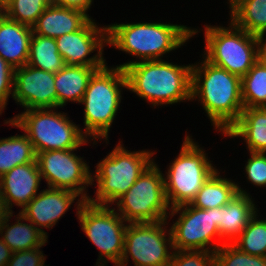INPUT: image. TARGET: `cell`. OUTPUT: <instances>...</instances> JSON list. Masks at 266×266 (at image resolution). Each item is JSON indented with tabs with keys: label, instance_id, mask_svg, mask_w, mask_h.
I'll list each match as a JSON object with an SVG mask.
<instances>
[{
	"label": "cell",
	"instance_id": "ffe728a7",
	"mask_svg": "<svg viewBox=\"0 0 266 266\" xmlns=\"http://www.w3.org/2000/svg\"><path fill=\"white\" fill-rule=\"evenodd\" d=\"M257 208L250 195L237 194L225 206L217 208L218 229L224 243H232L247 227Z\"/></svg>",
	"mask_w": 266,
	"mask_h": 266
},
{
	"label": "cell",
	"instance_id": "9a60e30c",
	"mask_svg": "<svg viewBox=\"0 0 266 266\" xmlns=\"http://www.w3.org/2000/svg\"><path fill=\"white\" fill-rule=\"evenodd\" d=\"M55 74L29 65L14 70L13 99L24 110L57 108Z\"/></svg>",
	"mask_w": 266,
	"mask_h": 266
},
{
	"label": "cell",
	"instance_id": "484cf974",
	"mask_svg": "<svg viewBox=\"0 0 266 266\" xmlns=\"http://www.w3.org/2000/svg\"><path fill=\"white\" fill-rule=\"evenodd\" d=\"M35 160L36 153L25 134L0 139V178L15 166Z\"/></svg>",
	"mask_w": 266,
	"mask_h": 266
},
{
	"label": "cell",
	"instance_id": "9c48e42d",
	"mask_svg": "<svg viewBox=\"0 0 266 266\" xmlns=\"http://www.w3.org/2000/svg\"><path fill=\"white\" fill-rule=\"evenodd\" d=\"M115 204L118 214L128 223L167 220L171 206L166 197L164 174L158 165L153 161Z\"/></svg>",
	"mask_w": 266,
	"mask_h": 266
},
{
	"label": "cell",
	"instance_id": "7a4b0ae2",
	"mask_svg": "<svg viewBox=\"0 0 266 266\" xmlns=\"http://www.w3.org/2000/svg\"><path fill=\"white\" fill-rule=\"evenodd\" d=\"M124 69L127 90L153 106L192 100V65H178L165 60L129 61Z\"/></svg>",
	"mask_w": 266,
	"mask_h": 266
},
{
	"label": "cell",
	"instance_id": "7402d4cb",
	"mask_svg": "<svg viewBox=\"0 0 266 266\" xmlns=\"http://www.w3.org/2000/svg\"><path fill=\"white\" fill-rule=\"evenodd\" d=\"M101 68L65 65L55 74L57 108L69 101L80 103L87 89L90 78Z\"/></svg>",
	"mask_w": 266,
	"mask_h": 266
},
{
	"label": "cell",
	"instance_id": "60d3db41",
	"mask_svg": "<svg viewBox=\"0 0 266 266\" xmlns=\"http://www.w3.org/2000/svg\"><path fill=\"white\" fill-rule=\"evenodd\" d=\"M8 0H0V11L2 10L3 5L7 2Z\"/></svg>",
	"mask_w": 266,
	"mask_h": 266
},
{
	"label": "cell",
	"instance_id": "cb8c5ba5",
	"mask_svg": "<svg viewBox=\"0 0 266 266\" xmlns=\"http://www.w3.org/2000/svg\"><path fill=\"white\" fill-rule=\"evenodd\" d=\"M216 170L202 185L191 205L198 209H212L225 206L237 194L249 195L245 190L227 178H223Z\"/></svg>",
	"mask_w": 266,
	"mask_h": 266
},
{
	"label": "cell",
	"instance_id": "83f0119b",
	"mask_svg": "<svg viewBox=\"0 0 266 266\" xmlns=\"http://www.w3.org/2000/svg\"><path fill=\"white\" fill-rule=\"evenodd\" d=\"M244 108L266 107V64L259 60L241 78Z\"/></svg>",
	"mask_w": 266,
	"mask_h": 266
},
{
	"label": "cell",
	"instance_id": "8d00e7d4",
	"mask_svg": "<svg viewBox=\"0 0 266 266\" xmlns=\"http://www.w3.org/2000/svg\"><path fill=\"white\" fill-rule=\"evenodd\" d=\"M264 35L265 33L257 34L256 39L258 44V60L266 64V39H264Z\"/></svg>",
	"mask_w": 266,
	"mask_h": 266
},
{
	"label": "cell",
	"instance_id": "d4e9b609",
	"mask_svg": "<svg viewBox=\"0 0 266 266\" xmlns=\"http://www.w3.org/2000/svg\"><path fill=\"white\" fill-rule=\"evenodd\" d=\"M27 65L56 74L66 64L58 52L55 38L32 33Z\"/></svg>",
	"mask_w": 266,
	"mask_h": 266
},
{
	"label": "cell",
	"instance_id": "ac0fdd59",
	"mask_svg": "<svg viewBox=\"0 0 266 266\" xmlns=\"http://www.w3.org/2000/svg\"><path fill=\"white\" fill-rule=\"evenodd\" d=\"M83 10L50 4L32 27L34 33L57 38L80 30L91 18Z\"/></svg>",
	"mask_w": 266,
	"mask_h": 266
},
{
	"label": "cell",
	"instance_id": "b9f144b4",
	"mask_svg": "<svg viewBox=\"0 0 266 266\" xmlns=\"http://www.w3.org/2000/svg\"><path fill=\"white\" fill-rule=\"evenodd\" d=\"M3 109H5V108L0 106V115L2 114Z\"/></svg>",
	"mask_w": 266,
	"mask_h": 266
},
{
	"label": "cell",
	"instance_id": "d6a6232c",
	"mask_svg": "<svg viewBox=\"0 0 266 266\" xmlns=\"http://www.w3.org/2000/svg\"><path fill=\"white\" fill-rule=\"evenodd\" d=\"M249 182L255 186H266V153L250 152V158L245 164Z\"/></svg>",
	"mask_w": 266,
	"mask_h": 266
},
{
	"label": "cell",
	"instance_id": "52a82bcc",
	"mask_svg": "<svg viewBox=\"0 0 266 266\" xmlns=\"http://www.w3.org/2000/svg\"><path fill=\"white\" fill-rule=\"evenodd\" d=\"M205 42L204 59L240 78L258 61L256 35L238 28L232 21L228 28L206 25Z\"/></svg>",
	"mask_w": 266,
	"mask_h": 266
},
{
	"label": "cell",
	"instance_id": "8992f818",
	"mask_svg": "<svg viewBox=\"0 0 266 266\" xmlns=\"http://www.w3.org/2000/svg\"><path fill=\"white\" fill-rule=\"evenodd\" d=\"M120 143L96 166L92 185L96 180L98 188L96 199L90 196L87 200L91 204L110 205L114 203L130 189L143 171L154 161L151 157L155 152L146 150L131 152Z\"/></svg>",
	"mask_w": 266,
	"mask_h": 266
},
{
	"label": "cell",
	"instance_id": "836d02e7",
	"mask_svg": "<svg viewBox=\"0 0 266 266\" xmlns=\"http://www.w3.org/2000/svg\"><path fill=\"white\" fill-rule=\"evenodd\" d=\"M40 248L12 252L7 266H44L46 257Z\"/></svg>",
	"mask_w": 266,
	"mask_h": 266
},
{
	"label": "cell",
	"instance_id": "5bb4252c",
	"mask_svg": "<svg viewBox=\"0 0 266 266\" xmlns=\"http://www.w3.org/2000/svg\"><path fill=\"white\" fill-rule=\"evenodd\" d=\"M93 21L90 19L80 30L55 39L66 65L103 68L107 64L102 55L107 44V26L100 28ZM96 49L97 55L87 58Z\"/></svg>",
	"mask_w": 266,
	"mask_h": 266
},
{
	"label": "cell",
	"instance_id": "74e56055",
	"mask_svg": "<svg viewBox=\"0 0 266 266\" xmlns=\"http://www.w3.org/2000/svg\"><path fill=\"white\" fill-rule=\"evenodd\" d=\"M12 255V251L8 245L0 239V266H7Z\"/></svg>",
	"mask_w": 266,
	"mask_h": 266
},
{
	"label": "cell",
	"instance_id": "1f68e13d",
	"mask_svg": "<svg viewBox=\"0 0 266 266\" xmlns=\"http://www.w3.org/2000/svg\"><path fill=\"white\" fill-rule=\"evenodd\" d=\"M167 266H214V252L174 250Z\"/></svg>",
	"mask_w": 266,
	"mask_h": 266
},
{
	"label": "cell",
	"instance_id": "2e32d148",
	"mask_svg": "<svg viewBox=\"0 0 266 266\" xmlns=\"http://www.w3.org/2000/svg\"><path fill=\"white\" fill-rule=\"evenodd\" d=\"M77 193L66 190L51 188L43 189L21 211L23 220L32 222L47 236L42 227L52 228L56 222L68 211Z\"/></svg>",
	"mask_w": 266,
	"mask_h": 266
},
{
	"label": "cell",
	"instance_id": "8fae6325",
	"mask_svg": "<svg viewBox=\"0 0 266 266\" xmlns=\"http://www.w3.org/2000/svg\"><path fill=\"white\" fill-rule=\"evenodd\" d=\"M170 211V218L180 211L178 220L170 228L174 250L215 252L225 244L218 229L217 208L198 209L187 203Z\"/></svg>",
	"mask_w": 266,
	"mask_h": 266
},
{
	"label": "cell",
	"instance_id": "4316f807",
	"mask_svg": "<svg viewBox=\"0 0 266 266\" xmlns=\"http://www.w3.org/2000/svg\"><path fill=\"white\" fill-rule=\"evenodd\" d=\"M230 12L238 28L253 35L266 33V0H241Z\"/></svg>",
	"mask_w": 266,
	"mask_h": 266
},
{
	"label": "cell",
	"instance_id": "4fadbf2b",
	"mask_svg": "<svg viewBox=\"0 0 266 266\" xmlns=\"http://www.w3.org/2000/svg\"><path fill=\"white\" fill-rule=\"evenodd\" d=\"M75 150L77 149L39 152L36 154V161L48 187L73 191L87 201L89 196L85 190L86 186L92 185V174L89 165L74 153Z\"/></svg>",
	"mask_w": 266,
	"mask_h": 266
},
{
	"label": "cell",
	"instance_id": "f546056e",
	"mask_svg": "<svg viewBox=\"0 0 266 266\" xmlns=\"http://www.w3.org/2000/svg\"><path fill=\"white\" fill-rule=\"evenodd\" d=\"M50 4V0H8L1 12L9 19L32 28Z\"/></svg>",
	"mask_w": 266,
	"mask_h": 266
},
{
	"label": "cell",
	"instance_id": "d6986e66",
	"mask_svg": "<svg viewBox=\"0 0 266 266\" xmlns=\"http://www.w3.org/2000/svg\"><path fill=\"white\" fill-rule=\"evenodd\" d=\"M31 27L9 19L0 11V56L14 69L27 64Z\"/></svg>",
	"mask_w": 266,
	"mask_h": 266
},
{
	"label": "cell",
	"instance_id": "ba28073f",
	"mask_svg": "<svg viewBox=\"0 0 266 266\" xmlns=\"http://www.w3.org/2000/svg\"><path fill=\"white\" fill-rule=\"evenodd\" d=\"M191 137H185L179 155L169 165L164 178L166 197L171 208L191 203L202 185L217 170L203 148Z\"/></svg>",
	"mask_w": 266,
	"mask_h": 266
},
{
	"label": "cell",
	"instance_id": "5b68a950",
	"mask_svg": "<svg viewBox=\"0 0 266 266\" xmlns=\"http://www.w3.org/2000/svg\"><path fill=\"white\" fill-rule=\"evenodd\" d=\"M68 119L66 113L55 112V108H42L26 110L5 120V124L21 128L37 154L48 150L78 149L88 142L82 129Z\"/></svg>",
	"mask_w": 266,
	"mask_h": 266
},
{
	"label": "cell",
	"instance_id": "ab89813d",
	"mask_svg": "<svg viewBox=\"0 0 266 266\" xmlns=\"http://www.w3.org/2000/svg\"><path fill=\"white\" fill-rule=\"evenodd\" d=\"M241 0H229L230 9L232 10Z\"/></svg>",
	"mask_w": 266,
	"mask_h": 266
},
{
	"label": "cell",
	"instance_id": "603a6c76",
	"mask_svg": "<svg viewBox=\"0 0 266 266\" xmlns=\"http://www.w3.org/2000/svg\"><path fill=\"white\" fill-rule=\"evenodd\" d=\"M17 216V222L11 226H9L10 223L8 222L11 217H13V211L8 212L0 221V236L10 250L16 252L44 246L45 243H47L46 239H48V236H46L40 228H37L32 222H29L30 224L21 223V220H24L20 212Z\"/></svg>",
	"mask_w": 266,
	"mask_h": 266
},
{
	"label": "cell",
	"instance_id": "7c38bea8",
	"mask_svg": "<svg viewBox=\"0 0 266 266\" xmlns=\"http://www.w3.org/2000/svg\"><path fill=\"white\" fill-rule=\"evenodd\" d=\"M166 224L167 220L128 223L123 254L116 266H127L130 255L134 266H167L174 253L169 250L174 247L170 229L168 233L165 230Z\"/></svg>",
	"mask_w": 266,
	"mask_h": 266
},
{
	"label": "cell",
	"instance_id": "e0dca14e",
	"mask_svg": "<svg viewBox=\"0 0 266 266\" xmlns=\"http://www.w3.org/2000/svg\"><path fill=\"white\" fill-rule=\"evenodd\" d=\"M38 163L17 165L0 178L3 203L8 212L13 204L22 209L37 195L41 182Z\"/></svg>",
	"mask_w": 266,
	"mask_h": 266
},
{
	"label": "cell",
	"instance_id": "f1b7e54d",
	"mask_svg": "<svg viewBox=\"0 0 266 266\" xmlns=\"http://www.w3.org/2000/svg\"><path fill=\"white\" fill-rule=\"evenodd\" d=\"M257 214L256 212L232 244L242 252L266 257V219L258 220Z\"/></svg>",
	"mask_w": 266,
	"mask_h": 266
},
{
	"label": "cell",
	"instance_id": "f35d334b",
	"mask_svg": "<svg viewBox=\"0 0 266 266\" xmlns=\"http://www.w3.org/2000/svg\"><path fill=\"white\" fill-rule=\"evenodd\" d=\"M7 213H8V211L6 210V208L4 206L1 188H0V221L5 217V215Z\"/></svg>",
	"mask_w": 266,
	"mask_h": 266
},
{
	"label": "cell",
	"instance_id": "4dcf8cb0",
	"mask_svg": "<svg viewBox=\"0 0 266 266\" xmlns=\"http://www.w3.org/2000/svg\"><path fill=\"white\" fill-rule=\"evenodd\" d=\"M214 266H266V257L250 255L225 243L214 252Z\"/></svg>",
	"mask_w": 266,
	"mask_h": 266
},
{
	"label": "cell",
	"instance_id": "44dd1931",
	"mask_svg": "<svg viewBox=\"0 0 266 266\" xmlns=\"http://www.w3.org/2000/svg\"><path fill=\"white\" fill-rule=\"evenodd\" d=\"M224 134L242 137L249 152L266 153V107L244 108L238 120Z\"/></svg>",
	"mask_w": 266,
	"mask_h": 266
},
{
	"label": "cell",
	"instance_id": "e575fe53",
	"mask_svg": "<svg viewBox=\"0 0 266 266\" xmlns=\"http://www.w3.org/2000/svg\"><path fill=\"white\" fill-rule=\"evenodd\" d=\"M14 68L0 56V106L6 108L10 97L13 96Z\"/></svg>",
	"mask_w": 266,
	"mask_h": 266
},
{
	"label": "cell",
	"instance_id": "30bf717a",
	"mask_svg": "<svg viewBox=\"0 0 266 266\" xmlns=\"http://www.w3.org/2000/svg\"><path fill=\"white\" fill-rule=\"evenodd\" d=\"M77 204L76 215L80 220L81 229L100 250L96 266H105L108 260L116 266L123 254L127 227L123 222L126 223V221L115 211V208L110 209L109 205L91 204L81 197Z\"/></svg>",
	"mask_w": 266,
	"mask_h": 266
},
{
	"label": "cell",
	"instance_id": "d590c367",
	"mask_svg": "<svg viewBox=\"0 0 266 266\" xmlns=\"http://www.w3.org/2000/svg\"><path fill=\"white\" fill-rule=\"evenodd\" d=\"M52 4L81 9L85 12L90 9L93 0H50Z\"/></svg>",
	"mask_w": 266,
	"mask_h": 266
},
{
	"label": "cell",
	"instance_id": "3957f363",
	"mask_svg": "<svg viewBox=\"0 0 266 266\" xmlns=\"http://www.w3.org/2000/svg\"><path fill=\"white\" fill-rule=\"evenodd\" d=\"M167 23H121L107 26V44L140 61L161 60L181 46L198 30Z\"/></svg>",
	"mask_w": 266,
	"mask_h": 266
},
{
	"label": "cell",
	"instance_id": "277c9868",
	"mask_svg": "<svg viewBox=\"0 0 266 266\" xmlns=\"http://www.w3.org/2000/svg\"><path fill=\"white\" fill-rule=\"evenodd\" d=\"M121 87V88H120ZM127 88L124 69L105 65L90 78L80 103L84 104V133L108 140V132L121 102V89Z\"/></svg>",
	"mask_w": 266,
	"mask_h": 266
},
{
	"label": "cell",
	"instance_id": "6da1fadb",
	"mask_svg": "<svg viewBox=\"0 0 266 266\" xmlns=\"http://www.w3.org/2000/svg\"><path fill=\"white\" fill-rule=\"evenodd\" d=\"M197 65H192V100L199 98L212 125L224 134L244 109L241 78L205 59Z\"/></svg>",
	"mask_w": 266,
	"mask_h": 266
}]
</instances>
